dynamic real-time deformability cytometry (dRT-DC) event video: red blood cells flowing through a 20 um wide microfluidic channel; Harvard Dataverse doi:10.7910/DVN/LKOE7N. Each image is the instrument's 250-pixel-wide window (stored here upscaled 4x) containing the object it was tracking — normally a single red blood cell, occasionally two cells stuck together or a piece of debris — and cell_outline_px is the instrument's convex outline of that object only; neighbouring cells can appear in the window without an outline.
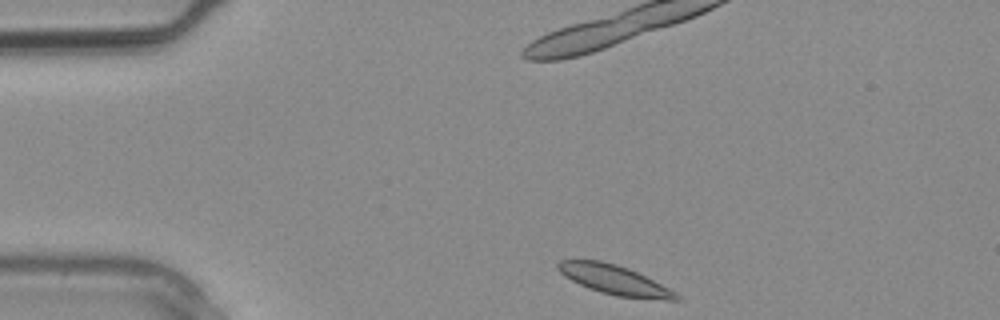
{"species": "common noctule bat (a hibernating species)", "species_latin": "Nyctalus noctula", "temperature_condition": "warm", "stored_images_in_passage": 3, "camera_frame_rate_fps": 3000, "um_per_image_px": 0.085, "animal": {"sex": "male", "body_mass_g": 20.4}, "frame": {"image": 1, "passage_image": 1, "time_ms": 0.0, "image_size_px": [1000, 320], "cell_outline_px": [[680, 300], [668, 300], [616, 296], [600, 292], [588, 288], [564, 276], [556, 268], [556, 264], [560, 260], [600, 260], [616, 264], [628, 268], [676, 292], [680, 296]], "centroid_in_image_um": [52.2, 23.79], "position_along_channel_um": 32.8, "area_um2": 20.06}}